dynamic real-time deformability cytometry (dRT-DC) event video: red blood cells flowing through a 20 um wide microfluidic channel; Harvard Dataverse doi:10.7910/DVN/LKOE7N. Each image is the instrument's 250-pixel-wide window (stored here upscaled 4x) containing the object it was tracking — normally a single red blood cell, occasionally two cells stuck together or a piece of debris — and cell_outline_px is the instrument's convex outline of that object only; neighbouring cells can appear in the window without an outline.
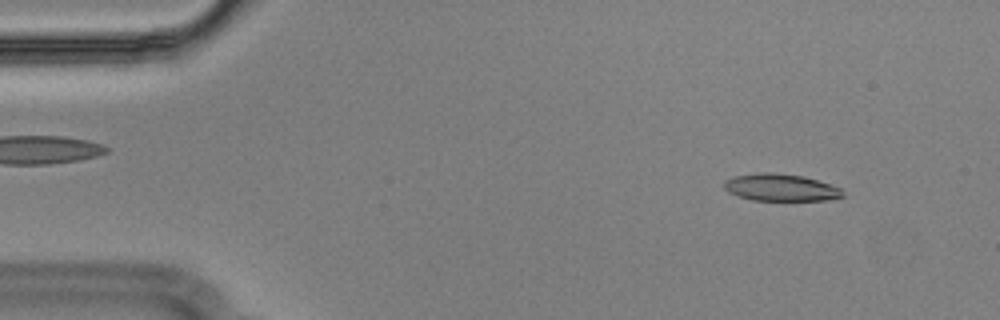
{"species": "Egyptian fruit bat (a non-hibernating species)", "species_latin": "Rousettus aegyptiacus", "temperature_condition": "cold", "stored_images_in_passage": 54, "camera_frame_rate_fps": 3000, "um_per_image_px": 0.085, "animal": {"sex": "male"}, "frame": {"image": 1, "passage_image": 5, "time_ms": 1.333, "image_size_px": [1000, 320], "cell_outline_px": [[844, 196], [828, 200], [752, 200], [736, 196], [728, 192], [724, 188], [724, 180], [736, 176], [764, 172], [772, 172], [804, 176], [840, 188], [844, 192]], "centroid_in_image_um": [66.34, 15.94], "position_along_channel_um": 18.7, "area_um2": 18.67}}
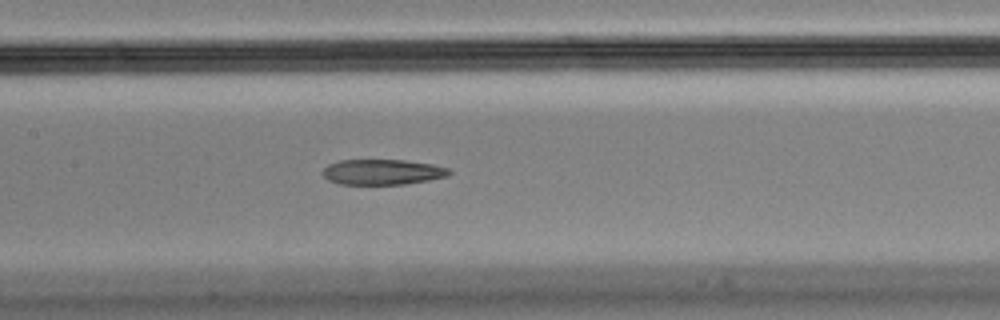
{"frame": {"image": 2, "passage_image": 25, "time_ms": 8.0, "image_size_px": [1000, 320], "cell_outline_px": [[452, 172], [448, 176], [428, 180], [404, 184], [340, 184], [328, 180], [320, 172], [328, 164], [340, 160], [404, 160], [432, 164], [448, 168]], "centroid_in_image_um": [32.49, 14.62], "position_along_channel_um": 174.9, "area_um2": 18.73}}
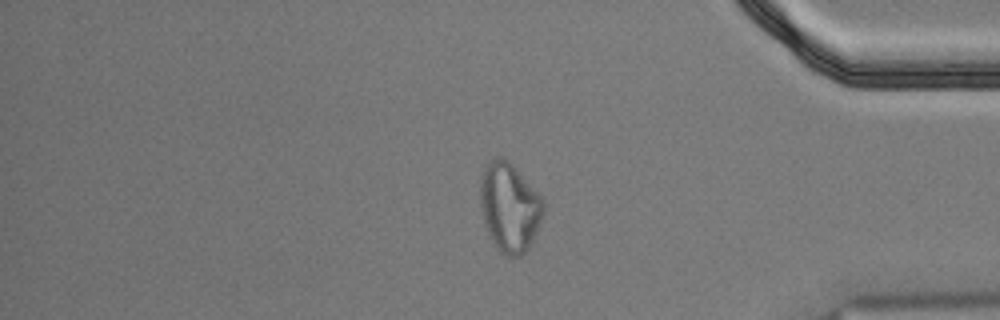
{"frame": {"image": 3, "passage_image": 45, "time_ms": 14.667, "image_size_px": [1000, 320], "cell_outline_px": [[544, 212], [540, 224], [528, 248], [520, 256], [508, 256], [500, 252], [492, 244], [484, 224], [480, 204], [480, 176], [484, 164], [496, 156], [504, 156], [516, 168], [544, 200]], "centroid_in_image_um": [43.27, 17.59], "position_along_channel_um": 391.9, "area_um2": 33.18}, "authors_computed_cell_mechanics": {"area_um2": 20.3456, "velocity_mm_per_s": 3.6205, "shape_relaxation_time_tau1_ms": null, "shape_relaxation_time_tau2_ms": 4.0739, "deformation_change_tau1": null, "deformation_change_tau2": 0.1283}}